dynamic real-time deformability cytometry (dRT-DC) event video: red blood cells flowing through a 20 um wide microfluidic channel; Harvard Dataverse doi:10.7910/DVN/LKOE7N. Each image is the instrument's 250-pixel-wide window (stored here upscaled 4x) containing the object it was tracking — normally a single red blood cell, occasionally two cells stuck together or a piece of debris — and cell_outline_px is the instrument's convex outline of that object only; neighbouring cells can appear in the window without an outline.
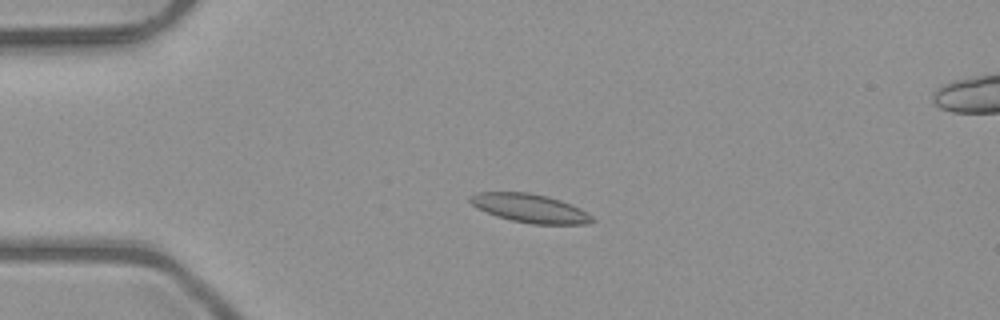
{"species": "common noctule bat (a hibernating species)", "species_latin": "Nyctalus noctula", "temperature_condition": "room temperature", "stored_images_in_passage": 40, "camera_frame_rate_fps": 3000, "um_per_image_px": 0.085, "animal": {"sex": "male", "body_mass_g": 23.1, "forearm_length_mm": 52.7}, "frame": {"image": 1, "passage_image": 1, "time_ms": 0.0, "image_size_px": [1000, 320], "cell_outline_px": [[596, 220], [588, 224], [532, 224], [512, 220], [496, 216], [476, 208], [468, 200], [468, 196], [476, 192], [528, 192], [548, 196], [572, 204], [580, 208], [592, 216]], "centroid_in_image_um": [45.03, 17.69], "position_along_channel_um": 40.0, "area_um2": 20.52}}
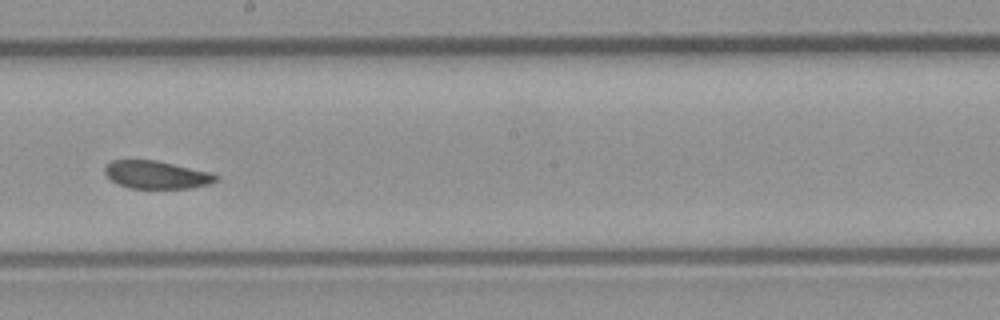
{"frame": {"image": 2, "passage_image": 18, "time_ms": 5.667, "image_size_px": [1000, 320], "cell_outline_px": [[220, 176], [216, 180], [208, 184], [192, 188], [128, 188], [116, 184], [104, 172], [104, 168], [112, 160], [156, 160], [212, 172]], "centroid_in_image_um": [13.32, 14.85], "position_along_channel_um": 234.9, "area_um2": 18.09}}
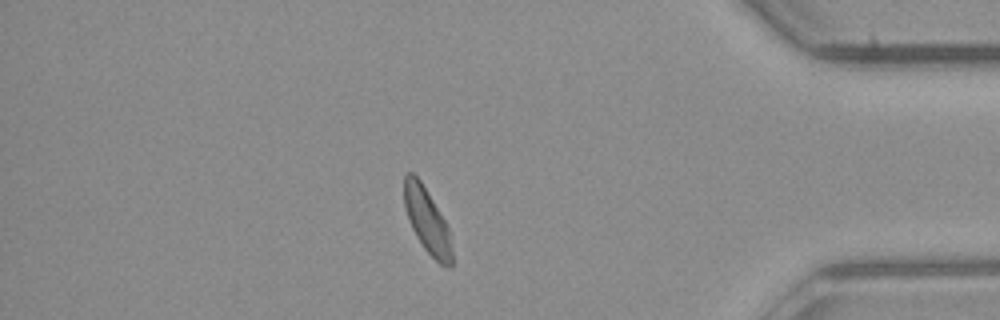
{"frame": {"image": 3, "passage_image": 33, "time_ms": 10.667, "image_size_px": [1000, 320], "cell_outline_px": [[452, 268], [448, 268], [440, 264], [424, 248], [416, 236], [412, 228], [404, 204], [404, 176], [408, 172], [412, 172], [420, 180], [444, 220], [448, 228], [452, 252]], "centroid_in_image_um": [36.3, 18.78], "position_along_channel_um": 398.9, "area_um2": 17.63}, "authors_computed_cell_mechanics": {"area_um2": 18.8139, "velocity_mm_per_s": 4.0019, "shape_relaxation_time_tau1_ms": null, "shape_relaxation_time_tau2_ms": 3.017, "deformation_change_tau1": null, "deformation_change_tau2": 0.0823}}